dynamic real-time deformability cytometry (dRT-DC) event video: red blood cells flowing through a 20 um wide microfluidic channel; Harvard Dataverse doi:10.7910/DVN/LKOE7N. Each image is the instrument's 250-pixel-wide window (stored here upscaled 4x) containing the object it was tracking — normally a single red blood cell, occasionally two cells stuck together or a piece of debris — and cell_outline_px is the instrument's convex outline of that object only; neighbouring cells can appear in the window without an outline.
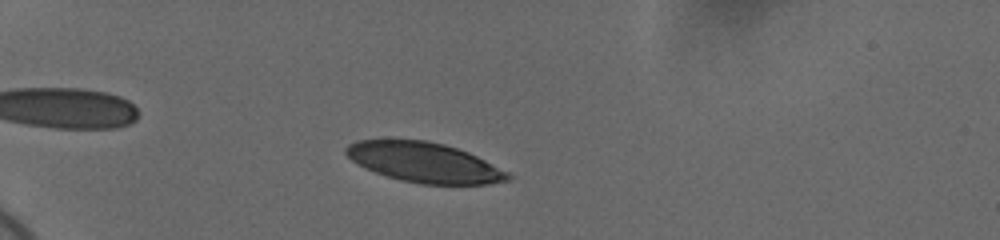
{"species": "human", "species_latin": "Homo sapiens", "temperature_condition": "cold", "stored_images_in_passage": 48, "camera_frame_rate_fps": 3000, "um_per_image_px": 0.085, "donor": {"sex": "female"}, "frame": {"image": 1, "passage_image": 8, "time_ms": 2.333, "image_size_px": [1000, 240], "cell_outline_px": [[512, 176], [508, 180], [488, 184], [420, 184], [400, 180], [364, 168], [356, 164], [344, 152], [344, 148], [348, 144], [356, 140], [424, 140], [444, 144], [468, 152], [508, 172]], "centroid_in_image_um": [36.03, 13.8], "position_along_channel_um": 49.0, "area_um2": 37.45}}
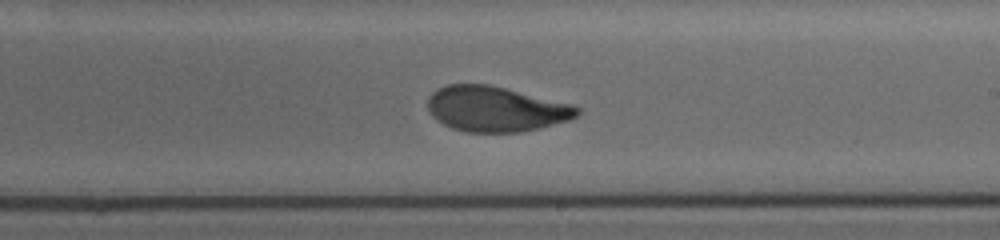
{"frame": {"image": 2, "passage_image": 28, "time_ms": 9.0, "image_size_px": [1000, 240], "cell_outline_px": [[580, 112], [576, 116], [568, 120], [520, 132], [464, 132], [452, 128], [436, 120], [432, 116], [428, 108], [428, 96], [432, 92], [448, 84], [488, 84], [572, 104], [580, 108]], "centroid_in_image_um": [42.1, 9.26], "position_along_channel_um": 246.9, "area_um2": 39.13}}
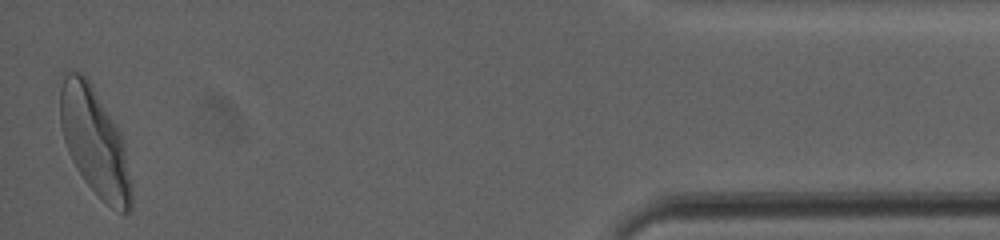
{"frame": {"image": 3, "passage_image": 48, "time_ms": 15.667, "image_size_px": [1000, 240], "cell_outline_px": [[132, 208], [128, 212], [120, 212], [112, 208], [84, 180], [76, 168], [68, 152], [64, 140], [60, 124], [60, 88], [64, 76], [68, 72], [80, 72], [92, 84], [116, 124], [120, 132], [124, 144], [132, 188]], "centroid_in_image_um": [8.05, 12.06], "position_along_channel_um": 427.1, "area_um2": 44.22}, "authors_computed_cell_mechanics": {"area_um2": 40.0554, "velocity_mm_per_s": 3.635, "shape_relaxation_time_tau1_ms": 3.2262, "shape_relaxation_time_tau2_ms": 1.2459, "deformation_change_tau1": 0.1774, "deformation_change_tau2": 0.0703}}